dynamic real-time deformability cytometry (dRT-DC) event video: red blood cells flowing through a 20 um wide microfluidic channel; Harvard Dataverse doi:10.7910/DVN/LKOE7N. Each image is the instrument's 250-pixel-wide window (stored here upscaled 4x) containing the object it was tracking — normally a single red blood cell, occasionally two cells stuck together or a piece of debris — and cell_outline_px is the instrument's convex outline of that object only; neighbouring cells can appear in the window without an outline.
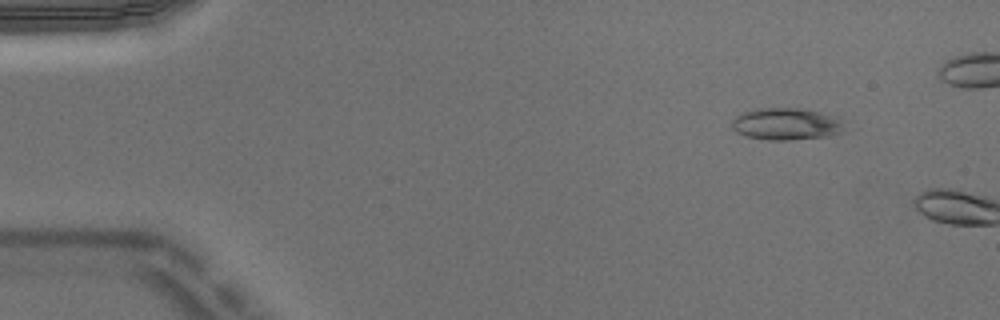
{"species": "Egyptian fruit bat (a non-hibernating species)", "species_latin": "Rousettus aegyptiacus", "temperature_condition": "warm", "stored_images_in_passage": 7, "camera_frame_rate_fps": 3000, "um_per_image_px": 0.085, "animal": {"sex": "male"}, "frame": {"image": 1, "passage_image": 2, "time_ms": 0.333, "image_size_px": [1000, 320], "cell_outline_px": [[852, 120], [844, 132], [828, 136], [788, 140], [768, 140], [748, 136], [736, 132], [732, 128], [732, 120], [736, 116], [744, 112], [756, 108], [804, 108], [840, 116]], "centroid_in_image_um": [67.02, 10.52], "position_along_channel_um": 18.0, "area_um2": 21.85}}